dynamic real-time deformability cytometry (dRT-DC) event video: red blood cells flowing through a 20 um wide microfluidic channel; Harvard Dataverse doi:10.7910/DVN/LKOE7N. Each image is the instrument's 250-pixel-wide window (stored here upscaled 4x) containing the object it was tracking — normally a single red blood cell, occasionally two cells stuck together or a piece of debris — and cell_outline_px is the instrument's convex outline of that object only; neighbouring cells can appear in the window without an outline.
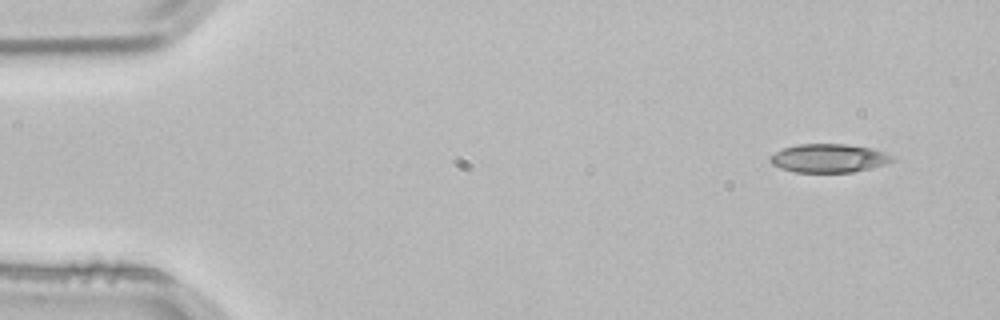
{"species": "common noctule bat (a hibernating species)", "species_latin": "Nyctalus noctula", "temperature_condition": "room temperature", "stored_images_in_passage": 3, "camera_frame_rate_fps": 3000, "um_per_image_px": 0.085, "animal": {"sex": "male", "body_mass_g": 21.5, "forearm_length_mm": 52.0}, "frame": {"image": 1, "passage_image": 1, "time_ms": 0.0, "image_size_px": [1000, 320], "cell_outline_px": [[896, 160], [872, 168], [852, 172], [796, 172], [780, 168], [772, 164], [768, 160], [768, 156], [784, 148], [796, 144], [848, 144], [872, 148], [896, 156]], "centroid_in_image_um": [70.46, 13.44], "position_along_channel_um": 14.5, "area_um2": 20.52}}